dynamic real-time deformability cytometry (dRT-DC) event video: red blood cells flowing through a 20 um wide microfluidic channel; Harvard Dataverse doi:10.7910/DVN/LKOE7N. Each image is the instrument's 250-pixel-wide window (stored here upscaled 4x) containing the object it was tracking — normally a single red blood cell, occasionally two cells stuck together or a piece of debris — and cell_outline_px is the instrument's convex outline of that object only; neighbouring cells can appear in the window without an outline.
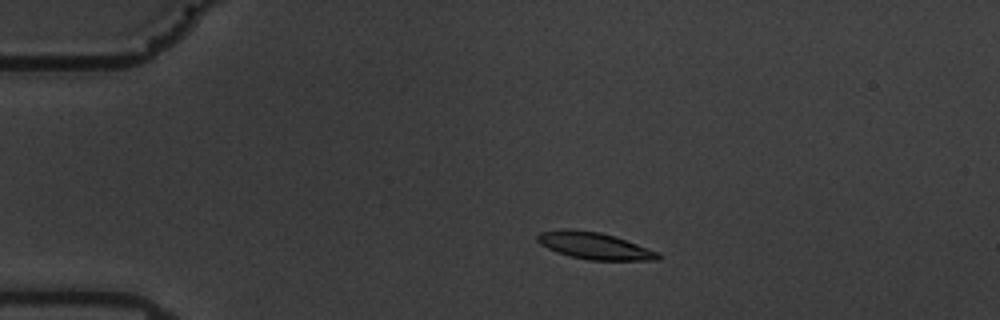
{"species": "common noctule bat (a hibernating species)", "species_latin": "Nyctalus noctula", "temperature_condition": "warm", "stored_images_in_passage": 57, "camera_frame_rate_fps": 3000, "um_per_image_px": 0.085, "animal": {"sex": "male", "body_mass_g": 19.5, "forearm_length_mm": 54.6}, "frame": {"image": 1, "passage_image": 11, "time_ms": 3.333, "image_size_px": [1000, 320], "cell_outline_px": [[660, 260], [588, 260], [556, 252], [540, 244], [536, 240], [536, 236], [540, 232], [564, 228], [572, 228], [600, 232], [616, 236], [660, 252]], "centroid_in_image_um": [50.53, 20.87], "position_along_channel_um": 34.5, "area_um2": 19.13}}
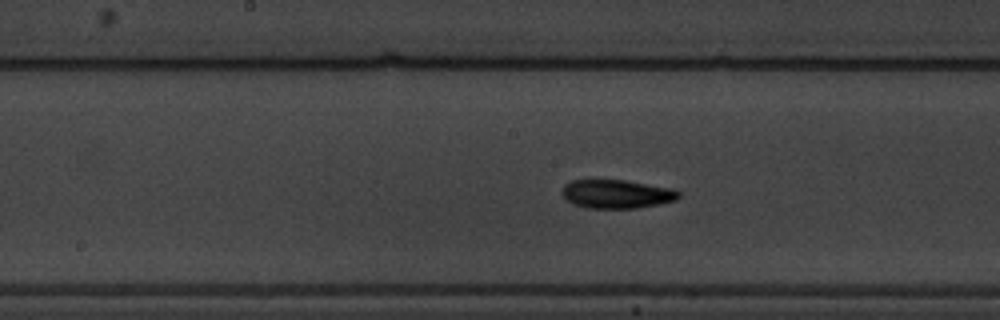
{"frame": {"image": 2, "passage_image": 29, "time_ms": 9.333, "image_size_px": [1000, 320], "cell_outline_px": [[680, 196], [676, 200], [660, 204], [636, 208], [584, 208], [572, 204], [560, 192], [564, 184], [572, 180], [624, 180], [672, 188], [680, 192]], "centroid_in_image_um": [52.4, 16.49], "position_along_channel_um": 195.8, "area_um2": 19.59}}
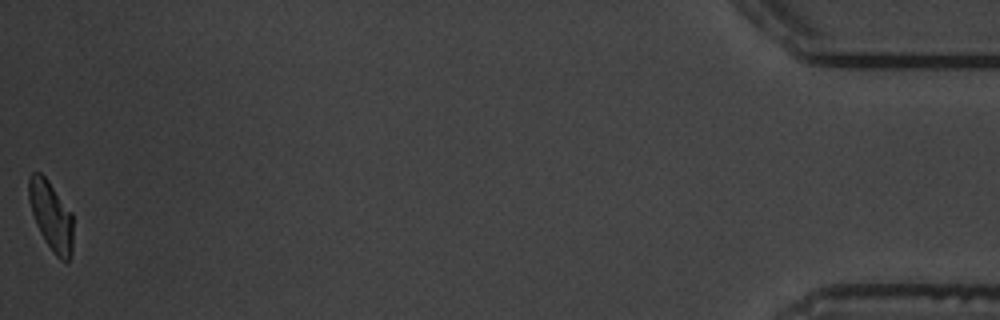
{"frame": {"image": 3, "passage_image": 57, "time_ms": 18.667, "image_size_px": [1000, 320], "cell_outline_px": [[72, 252], [68, 260], [60, 260], [56, 256], [44, 240], [36, 224], [28, 200], [28, 176], [32, 172], [40, 172], [48, 180], [72, 212]], "centroid_in_image_um": [4.32, 18.31], "position_along_channel_um": 430.9, "area_um2": 17.92}, "authors_computed_cell_mechanics": {"area_um2": 19.074, "velocity_mm_per_s": 3.5034, "shape_relaxation_time_tau1_ms": 4.1086, "shape_relaxation_time_tau2_ms": 1.9403, "deformation_change_tau1": 0.1576, "deformation_change_tau2": 0.0829}}